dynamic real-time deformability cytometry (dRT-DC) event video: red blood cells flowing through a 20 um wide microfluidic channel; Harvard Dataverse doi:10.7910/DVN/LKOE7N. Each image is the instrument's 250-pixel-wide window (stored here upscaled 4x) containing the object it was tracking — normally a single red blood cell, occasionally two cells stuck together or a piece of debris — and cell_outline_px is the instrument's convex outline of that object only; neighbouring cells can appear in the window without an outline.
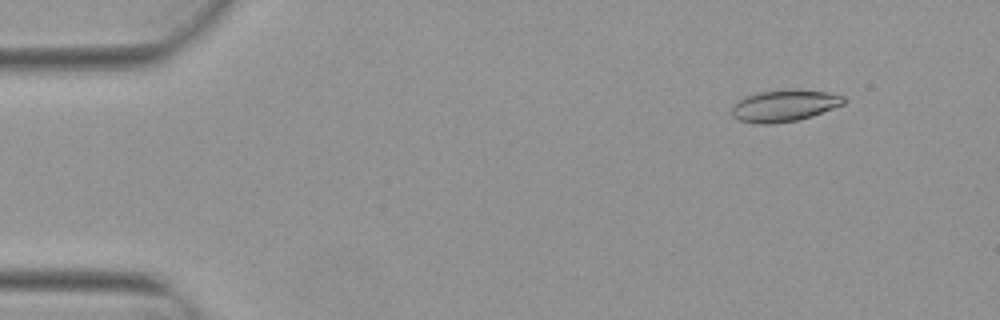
{"species": "Egyptian fruit bat (a non-hibernating species)", "species_latin": "Rousettus aegyptiacus", "temperature_condition": "warm", "stored_images_in_passage": 53, "camera_frame_rate_fps": 3000, "um_per_image_px": 0.085, "animal": {"sex": "female"}, "frame": {"image": 1, "passage_image": 6, "time_ms": 1.667, "image_size_px": [1000, 320], "cell_outline_px": [[848, 100], [844, 104], [812, 116], [796, 120], [768, 124], [756, 124], [740, 120], [732, 116], [732, 104], [736, 100], [744, 96], [760, 92], [784, 88], [800, 88], [828, 92], [844, 96]], "centroid_in_image_um": [66.67, 8.95], "position_along_channel_um": 18.3, "area_um2": 21.21}}
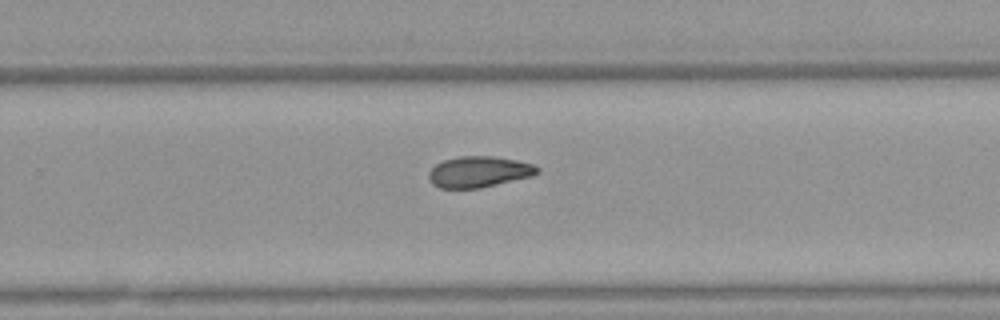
{"frame": {"image": 2, "passage_image": 35, "time_ms": 11.333, "image_size_px": [1000, 320], "cell_outline_px": [[540, 172], [532, 176], [480, 188], [440, 188], [432, 184], [428, 176], [428, 172], [436, 164], [444, 160], [460, 156], [496, 156], [536, 164], [540, 168]], "centroid_in_image_um": [40.74, 14.6], "position_along_channel_um": 289.1, "area_um2": 19.77}}
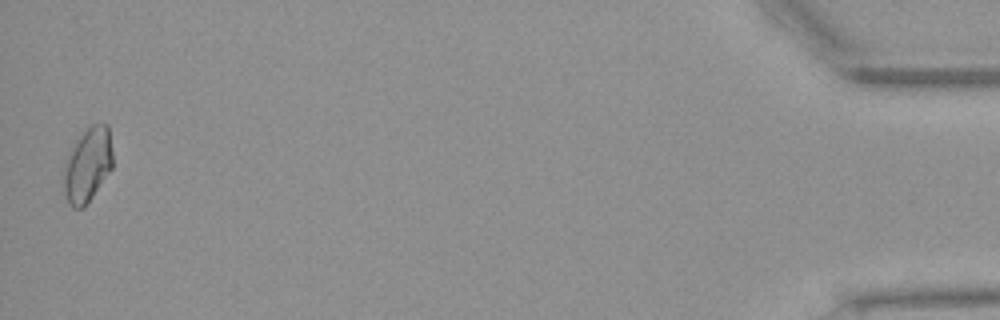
{"frame": {"image": 3, "passage_image": 53, "time_ms": 17.333, "image_size_px": [1000, 320], "cell_outline_px": [[112, 168], [84, 208], [72, 208], [68, 204], [60, 180], [60, 172], [64, 160], [80, 132], [84, 128], [100, 120], [104, 120], [108, 124], [112, 152]], "centroid_in_image_um": [7.38, 13.97], "position_along_channel_um": 427.8, "area_um2": 22.37}}